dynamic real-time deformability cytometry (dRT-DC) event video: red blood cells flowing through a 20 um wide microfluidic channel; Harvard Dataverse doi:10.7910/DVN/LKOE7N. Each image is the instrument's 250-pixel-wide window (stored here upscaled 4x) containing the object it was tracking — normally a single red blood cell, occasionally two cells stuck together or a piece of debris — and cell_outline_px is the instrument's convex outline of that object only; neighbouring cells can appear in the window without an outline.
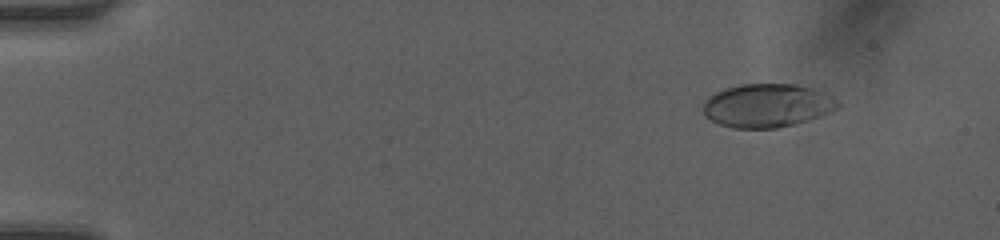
{"species": "human", "species_latin": "Homo sapiens", "temperature_condition": "room temperature", "stored_images_in_passage": 49, "camera_frame_rate_fps": 3000, "um_per_image_px": 0.085, "donor": {"sex": "female"}, "frame": {"image": 1, "passage_image": 6, "time_ms": 1.667, "image_size_px": [1000, 240], "cell_outline_px": [[840, 104], [836, 108], [820, 116], [808, 120], [776, 128], [732, 128], [720, 124], [704, 116], [704, 100], [708, 96], [716, 92], [740, 84], [796, 84], [812, 88], [836, 100]], "centroid_in_image_um": [65.16, 8.97], "position_along_channel_um": 19.8, "area_um2": 33.7}}
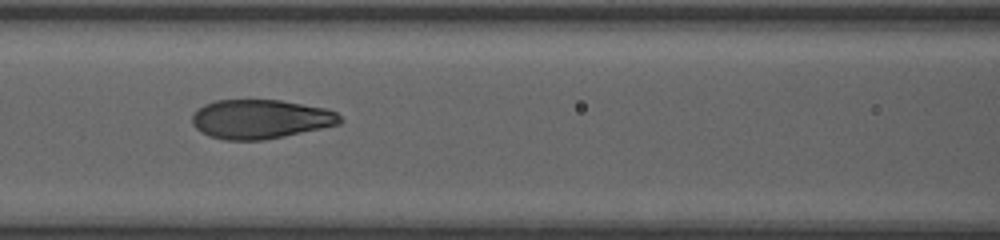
{"frame": {"image": 2, "passage_image": 23, "time_ms": 7.333, "image_size_px": [1000, 240], "cell_outline_px": [[344, 120], [340, 124], [284, 136], [264, 140], [224, 140], [208, 136], [200, 132], [192, 124], [192, 112], [196, 108], [204, 104], [216, 100], [280, 100], [324, 108], [336, 112]], "centroid_in_image_um": [22.09, 10.13], "position_along_channel_um": 144.5, "area_um2": 33.93}}
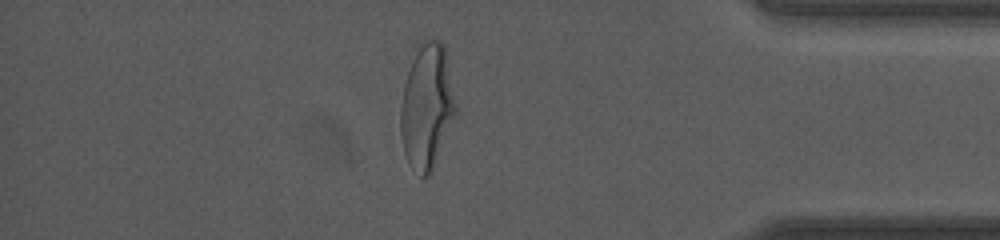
{"frame": {"image": 3, "passage_image": 43, "time_ms": 14.0, "image_size_px": [1000, 240], "cell_outline_px": [[460, 116], [428, 176], [420, 176], [408, 160], [404, 152], [400, 132], [400, 104], [404, 84], [412, 60], [420, 44], [428, 40], [440, 40], [444, 44]], "centroid_in_image_um": [36.35, 9.08], "position_along_channel_um": 398.9, "area_um2": 40.86}, "authors_computed_cell_mechanics": {"area_um2": 34.7956, "velocity_mm_per_s": 4.2194, "shape_relaxation_time_tau1_ms": 5.1095, "shape_relaxation_time_tau2_ms": null, "deformation_change_tau1": 0.2319, "deformation_change_tau2": null}}